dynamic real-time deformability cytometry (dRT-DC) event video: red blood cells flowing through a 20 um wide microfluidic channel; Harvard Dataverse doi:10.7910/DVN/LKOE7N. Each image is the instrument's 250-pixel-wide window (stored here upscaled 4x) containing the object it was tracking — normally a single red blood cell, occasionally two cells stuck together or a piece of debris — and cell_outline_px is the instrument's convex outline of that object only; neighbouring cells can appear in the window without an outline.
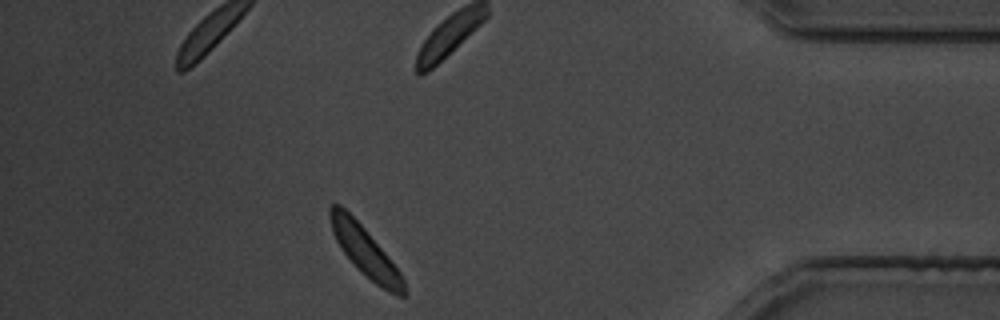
{"species": "common noctule bat (a hibernating species)", "species_latin": "Nyctalus noctula", "temperature_condition": "cold", "stored_images_in_passage": 27, "camera_frame_rate_fps": 3000, "um_per_image_px": 0.085, "animal": {"sex": "male", "body_mass_g": 19.5, "forearm_length_mm": 54.6}, "frame": {"image": 1, "passage_image": 23, "time_ms": 26.667, "image_size_px": [1000, 320], "cell_outline_px": [[408, 296], [396, 296], [388, 292], [376, 284], [340, 248], [332, 232], [328, 212], [328, 208], [332, 204], [340, 204], [364, 228], [384, 252], [400, 272], [404, 280], [408, 292]], "centroid_in_image_um": [31.06, 21.37], "position_along_channel_um": 404.1, "area_um2": 20.69}}